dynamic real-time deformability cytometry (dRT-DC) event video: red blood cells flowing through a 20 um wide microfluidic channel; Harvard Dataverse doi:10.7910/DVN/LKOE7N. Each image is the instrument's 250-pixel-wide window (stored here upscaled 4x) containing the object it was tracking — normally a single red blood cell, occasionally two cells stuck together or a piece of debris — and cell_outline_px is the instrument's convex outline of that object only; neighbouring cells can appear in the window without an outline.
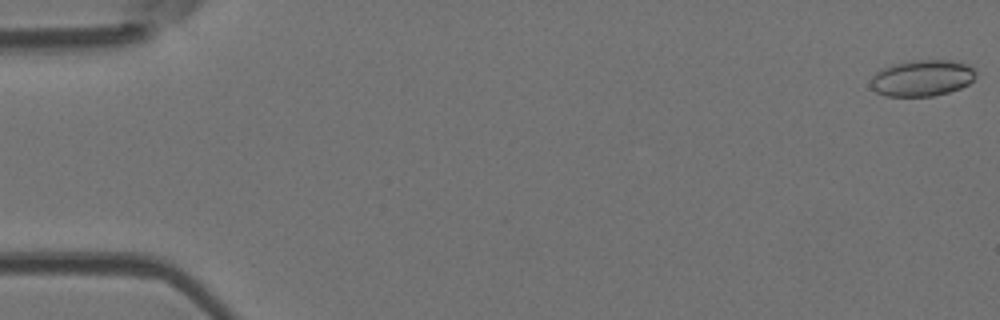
{"species": "Egyptian fruit bat (a non-hibernating species)", "species_latin": "Rousettus aegyptiacus", "temperature_condition": "room temperature", "stored_images_in_passage": 30, "camera_frame_rate_fps": 3000, "um_per_image_px": 0.085, "animal": {"sex": "female"}, "frame": {"image": 1, "passage_image": 1, "time_ms": 0.0, "image_size_px": [1000, 320], "cell_outline_px": [[976, 76], [968, 84], [960, 88], [948, 92], [932, 96], [888, 96], [876, 92], [872, 88], [872, 76], [880, 68], [892, 64], [916, 60], [952, 60], [968, 64], [976, 72]], "centroid_in_image_um": [78.38, 6.62], "position_along_channel_um": 6.6, "area_um2": 22.2}}
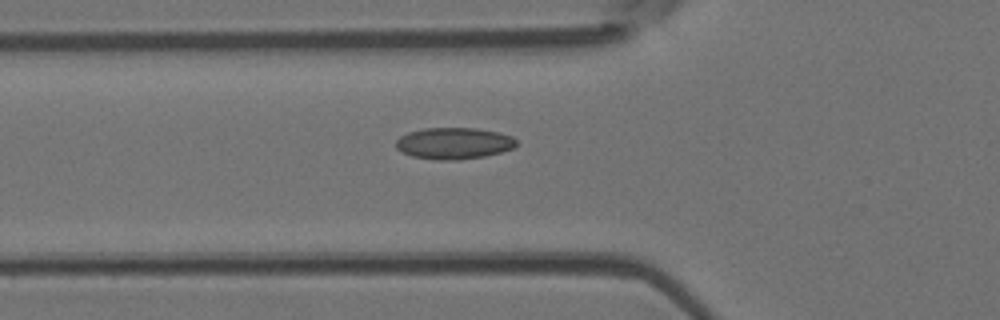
{"frame": {"image": 2, "passage_image": 19, "time_ms": 6.0, "image_size_px": [1000, 320], "cell_outline_px": [[516, 144], [512, 148], [500, 152], [484, 156], [460, 160], [436, 160], [412, 156], [396, 148], [396, 140], [400, 136], [408, 132], [424, 128], [476, 128], [500, 132], [512, 136], [516, 140]], "centroid_in_image_um": [38.57, 12.17], "position_along_channel_um": 87.2, "area_um2": 22.14}}
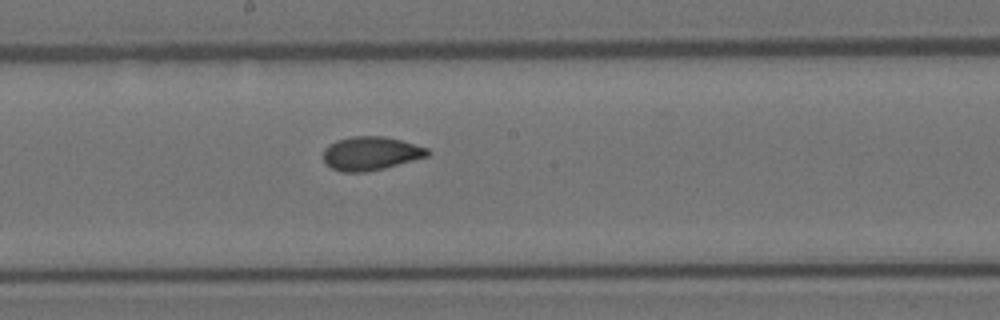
{"frame": {"image": 3, "passage_image": 29, "time_ms": 9.333, "image_size_px": [1000, 320], "cell_outline_px": [[428, 156], [384, 168], [364, 172], [340, 172], [332, 168], [324, 160], [324, 148], [328, 144], [336, 140], [352, 136], [384, 136], [400, 140], [428, 148]], "centroid_in_image_um": [31.48, 13.03], "position_along_channel_um": 216.7, "area_um2": 20.29}}